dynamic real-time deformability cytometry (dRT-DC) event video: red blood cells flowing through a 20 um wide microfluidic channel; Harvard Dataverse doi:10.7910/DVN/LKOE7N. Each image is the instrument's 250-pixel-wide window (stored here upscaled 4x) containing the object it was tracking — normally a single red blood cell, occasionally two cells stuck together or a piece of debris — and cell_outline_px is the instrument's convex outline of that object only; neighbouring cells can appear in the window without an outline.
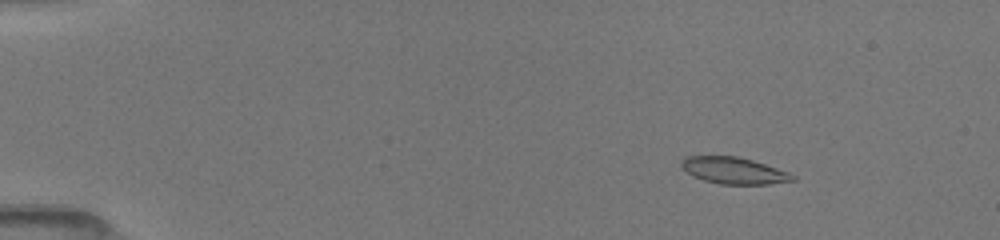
{"species": "common noctule bat (a hibernating species)", "species_latin": "Nyctalus noctula", "temperature_condition": "room temperature", "stored_images_in_passage": 52, "camera_frame_rate_fps": 3000, "um_per_image_px": 0.085, "animal": {"sex": "female", "body_mass_g": 19.5, "forearm_length_mm": 54.1}, "frame": {"image": 1, "passage_image": 8, "time_ms": 2.333, "image_size_px": [1000, 240], "cell_outline_px": [[796, 180], [768, 184], [720, 184], [704, 180], [692, 176], [680, 168], [680, 160], [684, 156], [736, 156], [752, 160], [788, 172], [796, 176]], "centroid_in_image_um": [62.31, 14.49], "position_along_channel_um": 22.7, "area_um2": 17.34}}
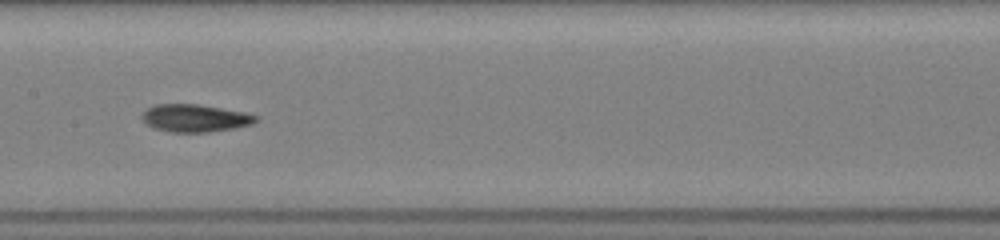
{"frame": {"image": 2, "passage_image": 28, "time_ms": 9.0, "image_size_px": [1000, 240], "cell_outline_px": [[260, 120], [252, 124], [232, 128], [208, 132], [172, 132], [152, 128], [140, 116], [148, 108], [156, 104], [196, 104], [244, 112], [260, 116]], "centroid_in_image_um": [16.6, 10.04], "position_along_channel_um": 190.8, "area_um2": 18.21}}
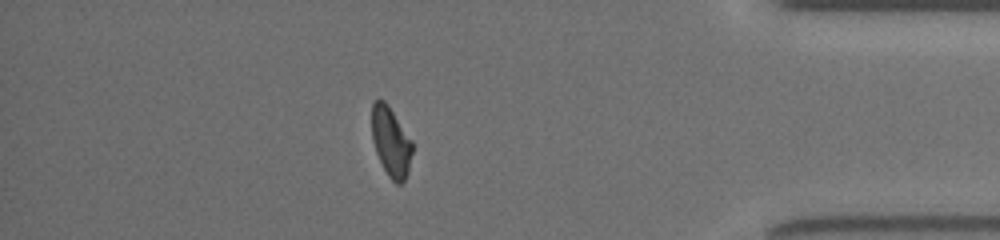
{"frame": {"image": 3, "passage_image": 46, "time_ms": 15.0, "image_size_px": [1000, 240], "cell_outline_px": [[412, 152], [408, 172], [404, 180], [400, 184], [396, 184], [388, 176], [376, 152], [372, 140], [372, 104], [376, 100], [384, 100], [388, 104], [412, 140]], "centroid_in_image_um": [33.23, 12.05], "position_along_channel_um": 402.0, "area_um2": 16.36}, "authors_computed_cell_mechanics": {"area_um2": 17.629, "velocity_mm_per_s": 4.046, "shape_relaxation_time_tau1_ms": 5.6546, "shape_relaxation_time_tau2_ms": 3.414, "deformation_change_tau1": 0.1859, "deformation_change_tau2": 0.0967}}